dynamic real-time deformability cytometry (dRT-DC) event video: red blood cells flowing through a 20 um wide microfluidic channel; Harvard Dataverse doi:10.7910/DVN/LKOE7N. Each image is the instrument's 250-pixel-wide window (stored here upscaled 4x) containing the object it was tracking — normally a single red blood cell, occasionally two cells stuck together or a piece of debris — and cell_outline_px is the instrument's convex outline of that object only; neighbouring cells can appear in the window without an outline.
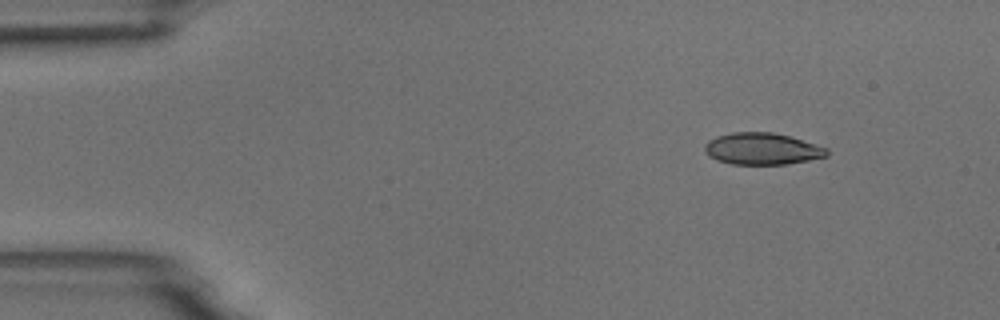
{"species": "common noctule bat (a hibernating species)", "species_latin": "Nyctalus noctula", "temperature_condition": "room temperature", "stored_images_in_passage": 9, "camera_frame_rate_fps": 3000, "um_per_image_px": 0.085, "animal": {"sex": "male", "body_mass_g": 18.8}, "frame": {"image": 1, "passage_image": 1, "time_ms": 0.0, "image_size_px": [1000, 320], "cell_outline_px": [[828, 156], [808, 160], [784, 164], [732, 164], [716, 160], [708, 156], [704, 152], [704, 144], [708, 140], [716, 136], [732, 132], [772, 132], [788, 136], [828, 148]], "centroid_in_image_um": [64.73, 12.64], "position_along_channel_um": 20.3, "area_um2": 22.6}}
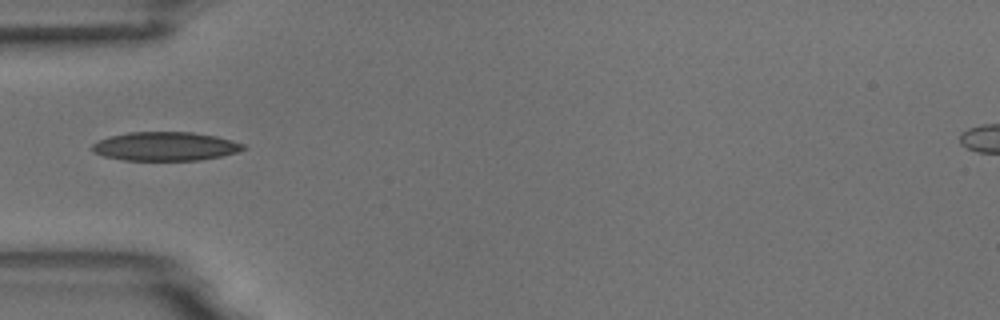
{"frame": {"image": 2, "passage_image": 4, "time_ms": 3.667, "image_size_px": [1000, 320], "cell_outline_px": [[248, 148], [236, 152], [220, 156], [200, 160], [124, 160], [104, 156], [92, 152], [92, 144], [100, 140], [112, 136], [128, 132], [192, 132], [216, 136], [232, 140], [244, 144]], "centroid_in_image_um": [14.07, 12.44], "position_along_channel_um": 70.9, "area_um2": 25.26}}
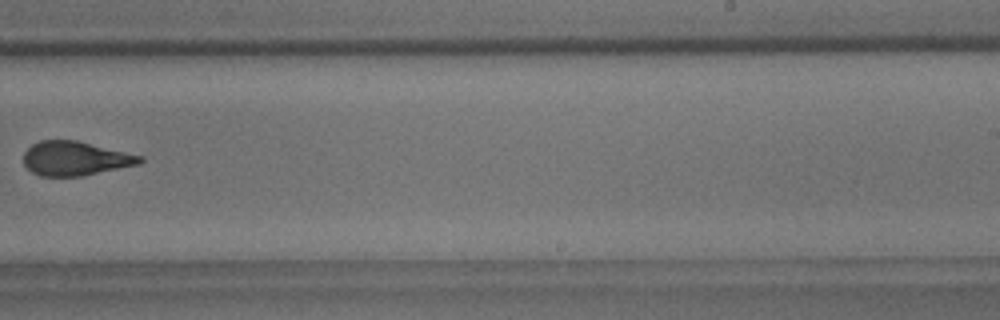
{"frame": {"image": 3, "passage_image": 9, "time_ms": 9.333, "image_size_px": [1000, 320], "cell_outline_px": [[144, 160], [140, 164], [80, 176], [40, 176], [32, 172], [24, 164], [24, 152], [32, 144], [40, 140], [76, 140], [144, 156]], "centroid_in_image_um": [6.4, 13.46], "position_along_channel_um": 282.6, "area_um2": 23.12}}